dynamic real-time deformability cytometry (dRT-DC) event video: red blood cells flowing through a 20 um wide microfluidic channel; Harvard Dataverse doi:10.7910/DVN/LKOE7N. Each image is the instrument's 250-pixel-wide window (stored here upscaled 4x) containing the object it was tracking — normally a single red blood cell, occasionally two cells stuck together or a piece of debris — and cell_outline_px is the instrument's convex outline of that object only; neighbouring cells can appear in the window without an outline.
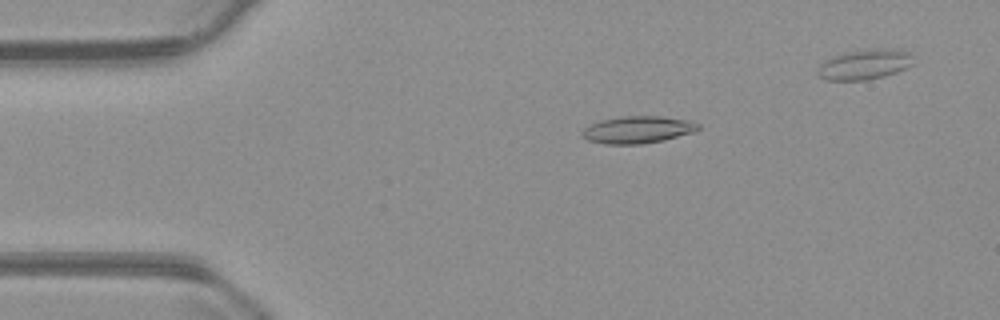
{"species": "common noctule bat (a hibernating species)", "species_latin": "Nyctalus noctula", "temperature_condition": "warm", "stored_images_in_passage": 39, "camera_frame_rate_fps": 3000, "um_per_image_px": 0.085, "animal": {"sex": "male", "body_mass_g": 23.1, "forearm_length_mm": 52.7}, "frame": {"image": 1, "passage_image": 1, "time_ms": 0.0, "image_size_px": [1000, 320], "cell_outline_px": [[700, 128], [696, 132], [664, 140], [644, 144], [604, 144], [588, 140], [580, 136], [580, 132], [584, 128], [600, 120], [620, 116], [660, 116], [688, 120], [700, 124]], "centroid_in_image_um": [54.21, 11.03], "position_along_channel_um": 30.8, "area_um2": 18.61}}
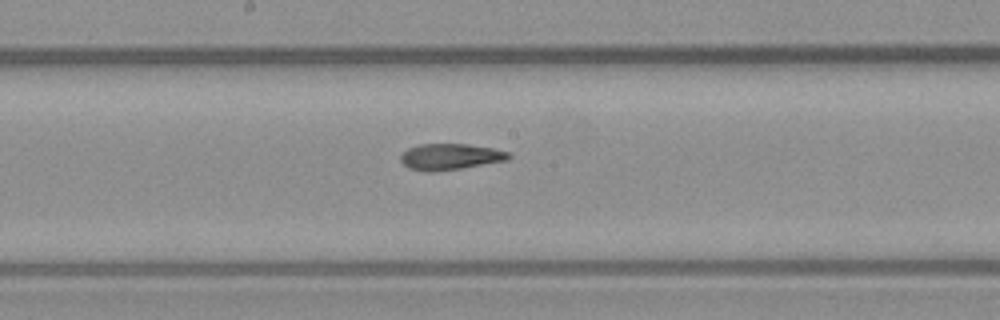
{"frame": {"image": 2, "passage_image": 19, "time_ms": 6.0, "image_size_px": [1000, 320], "cell_outline_px": [[512, 156], [508, 160], [460, 168], [432, 172], [428, 172], [408, 168], [400, 160], [400, 156], [408, 148], [420, 144], [468, 144], [492, 148], [512, 152]], "centroid_in_image_um": [38.29, 13.31], "position_along_channel_um": 209.9, "area_um2": 16.47}}
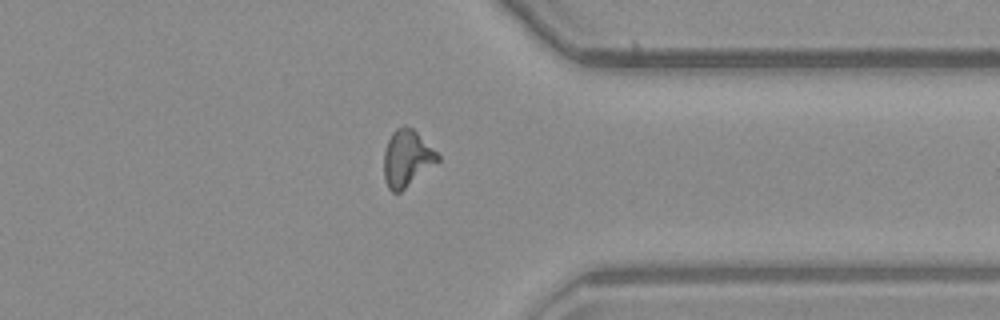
{"frame": {"image": 3, "passage_image": 33, "time_ms": 10.667, "image_size_px": [1000, 320], "cell_outline_px": [[440, 160], [400, 192], [392, 192], [388, 188], [384, 176], [384, 152], [388, 140], [392, 132], [396, 128], [404, 124], [412, 128], [440, 156]], "centroid_in_image_um": [34.57, 13.45], "position_along_channel_um": 376.8, "area_um2": 17.51}, "authors_computed_cell_mechanics": {"area_um2": 16.9354, "velocity_mm_per_s": 3.7386, "shape_relaxation_time_tau1_ms": null, "shape_relaxation_time_tau2_ms": 4.1933, "deformation_change_tau1": null, "deformation_change_tau2": 0.1355}}